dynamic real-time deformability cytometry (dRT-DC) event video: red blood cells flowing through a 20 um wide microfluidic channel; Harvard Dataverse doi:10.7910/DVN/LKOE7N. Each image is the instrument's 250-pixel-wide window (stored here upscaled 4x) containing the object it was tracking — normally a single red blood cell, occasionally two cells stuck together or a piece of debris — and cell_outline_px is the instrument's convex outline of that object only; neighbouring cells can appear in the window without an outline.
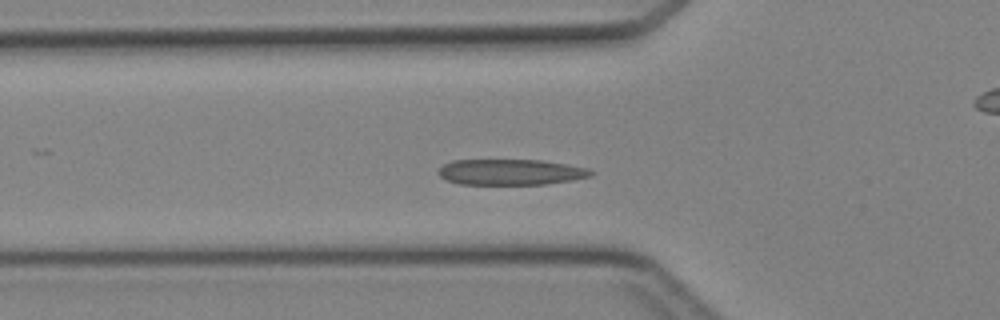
{"species": "Egyptian fruit bat (a non-hibernating species)", "species_latin": "Rousettus aegyptiacus", "temperature_condition": "cold", "stored_images_in_passage": 44, "camera_frame_rate_fps": 3000, "um_per_image_px": 0.085, "animal": {"sex": "female"}, "frame": {"image": 1, "passage_image": 13, "time_ms": 4.0, "image_size_px": [1000, 320], "cell_outline_px": [[596, 172], [592, 176], [572, 180], [544, 184], [460, 184], [448, 180], [440, 176], [436, 172], [444, 164], [452, 160], [540, 160], [568, 164], [588, 168]], "centroid_in_image_um": [43.44, 14.62], "position_along_channel_um": 82.4, "area_um2": 22.95}}
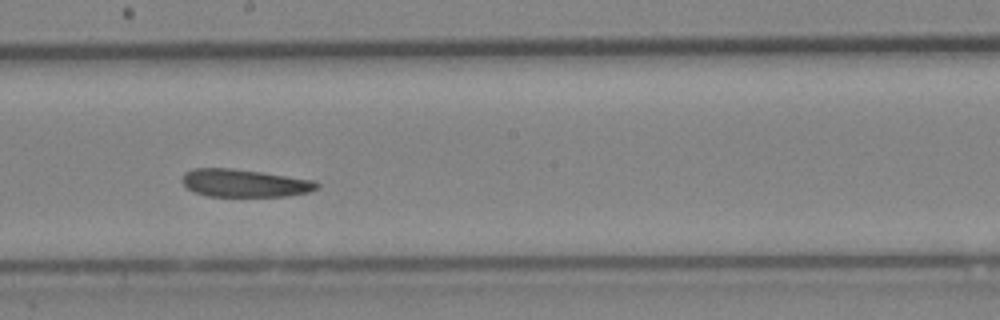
{"frame": {"image": 2, "passage_image": 23, "time_ms": 7.333, "image_size_px": [1000, 320], "cell_outline_px": [[320, 188], [308, 192], [284, 196], [208, 196], [196, 192], [188, 188], [180, 180], [184, 172], [192, 168], [232, 168], [316, 180], [320, 184]], "centroid_in_image_um": [20.79, 15.55], "position_along_channel_um": 227.4, "area_um2": 21.85}}
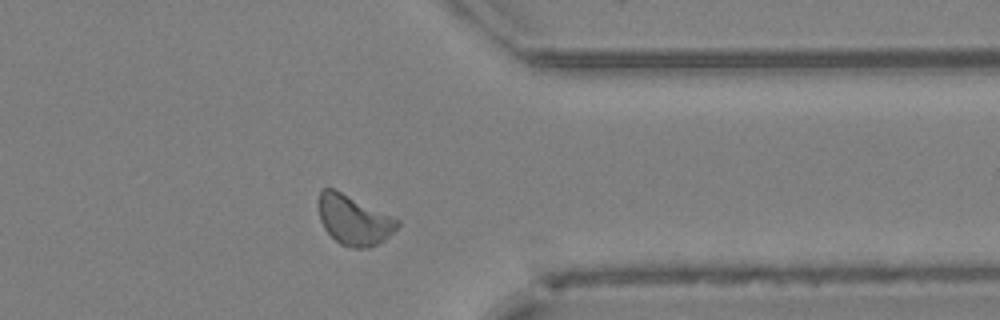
{"frame": {"image": 3, "passage_image": 34, "time_ms": 11.0, "image_size_px": [1000, 320], "cell_outline_px": [[400, 224], [384, 240], [368, 248], [352, 248], [340, 244], [324, 228], [320, 220], [320, 188], [332, 188], [400, 220]], "centroid_in_image_um": [30.08, 18.72], "position_along_channel_um": 381.3, "area_um2": 22.25}}